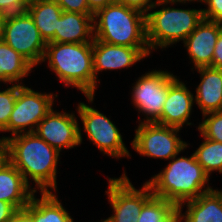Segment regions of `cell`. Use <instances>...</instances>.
Returning a JSON list of instances; mask_svg holds the SVG:
<instances>
[{"mask_svg": "<svg viewBox=\"0 0 222 222\" xmlns=\"http://www.w3.org/2000/svg\"><path fill=\"white\" fill-rule=\"evenodd\" d=\"M34 133L59 152L82 143L81 128L74 113L56 112L53 108L40 121Z\"/></svg>", "mask_w": 222, "mask_h": 222, "instance_id": "obj_12", "label": "cell"}, {"mask_svg": "<svg viewBox=\"0 0 222 222\" xmlns=\"http://www.w3.org/2000/svg\"><path fill=\"white\" fill-rule=\"evenodd\" d=\"M94 14L63 11L58 19L55 36L49 42L86 43L94 41ZM91 39V40H90Z\"/></svg>", "mask_w": 222, "mask_h": 222, "instance_id": "obj_16", "label": "cell"}, {"mask_svg": "<svg viewBox=\"0 0 222 222\" xmlns=\"http://www.w3.org/2000/svg\"><path fill=\"white\" fill-rule=\"evenodd\" d=\"M0 38L33 67L43 62L47 43L28 11L0 17Z\"/></svg>", "mask_w": 222, "mask_h": 222, "instance_id": "obj_6", "label": "cell"}, {"mask_svg": "<svg viewBox=\"0 0 222 222\" xmlns=\"http://www.w3.org/2000/svg\"><path fill=\"white\" fill-rule=\"evenodd\" d=\"M93 19L94 40L120 46L149 47L143 12L114 2L98 9Z\"/></svg>", "mask_w": 222, "mask_h": 222, "instance_id": "obj_4", "label": "cell"}, {"mask_svg": "<svg viewBox=\"0 0 222 222\" xmlns=\"http://www.w3.org/2000/svg\"><path fill=\"white\" fill-rule=\"evenodd\" d=\"M204 142L193 153L196 161L210 177L212 171L222 173V143L204 138Z\"/></svg>", "mask_w": 222, "mask_h": 222, "instance_id": "obj_24", "label": "cell"}, {"mask_svg": "<svg viewBox=\"0 0 222 222\" xmlns=\"http://www.w3.org/2000/svg\"><path fill=\"white\" fill-rule=\"evenodd\" d=\"M187 1H199V0H156V1H152V0H116L117 3L126 5L127 7H131L134 9H137L141 12H143L144 14L148 13V11L150 12V9H156V6H161L162 4L166 5V4H175L176 2L179 3H186Z\"/></svg>", "mask_w": 222, "mask_h": 222, "instance_id": "obj_27", "label": "cell"}, {"mask_svg": "<svg viewBox=\"0 0 222 222\" xmlns=\"http://www.w3.org/2000/svg\"><path fill=\"white\" fill-rule=\"evenodd\" d=\"M116 2V0H87L89 9L95 13L98 9L103 8L109 4Z\"/></svg>", "mask_w": 222, "mask_h": 222, "instance_id": "obj_34", "label": "cell"}, {"mask_svg": "<svg viewBox=\"0 0 222 222\" xmlns=\"http://www.w3.org/2000/svg\"><path fill=\"white\" fill-rule=\"evenodd\" d=\"M221 33L222 24L203 18L183 41L195 69L212 67L214 48Z\"/></svg>", "mask_w": 222, "mask_h": 222, "instance_id": "obj_14", "label": "cell"}, {"mask_svg": "<svg viewBox=\"0 0 222 222\" xmlns=\"http://www.w3.org/2000/svg\"><path fill=\"white\" fill-rule=\"evenodd\" d=\"M31 0H0V17L27 11Z\"/></svg>", "mask_w": 222, "mask_h": 222, "instance_id": "obj_28", "label": "cell"}, {"mask_svg": "<svg viewBox=\"0 0 222 222\" xmlns=\"http://www.w3.org/2000/svg\"><path fill=\"white\" fill-rule=\"evenodd\" d=\"M16 211L12 204L0 200V222H7Z\"/></svg>", "mask_w": 222, "mask_h": 222, "instance_id": "obj_32", "label": "cell"}, {"mask_svg": "<svg viewBox=\"0 0 222 222\" xmlns=\"http://www.w3.org/2000/svg\"><path fill=\"white\" fill-rule=\"evenodd\" d=\"M5 138L8 144V160L23 175L25 182L29 185L28 179L31 177L36 187L40 188V193L56 191V167L60 152L34 132Z\"/></svg>", "mask_w": 222, "mask_h": 222, "instance_id": "obj_1", "label": "cell"}, {"mask_svg": "<svg viewBox=\"0 0 222 222\" xmlns=\"http://www.w3.org/2000/svg\"><path fill=\"white\" fill-rule=\"evenodd\" d=\"M49 60V67L66 87L79 89L89 102L94 100L95 76L93 70L92 42L46 44L43 62Z\"/></svg>", "mask_w": 222, "mask_h": 222, "instance_id": "obj_3", "label": "cell"}, {"mask_svg": "<svg viewBox=\"0 0 222 222\" xmlns=\"http://www.w3.org/2000/svg\"><path fill=\"white\" fill-rule=\"evenodd\" d=\"M178 206L163 198L152 196L144 205L137 222H182Z\"/></svg>", "mask_w": 222, "mask_h": 222, "instance_id": "obj_23", "label": "cell"}, {"mask_svg": "<svg viewBox=\"0 0 222 222\" xmlns=\"http://www.w3.org/2000/svg\"><path fill=\"white\" fill-rule=\"evenodd\" d=\"M28 13L33 18L41 37L48 43L57 30L58 19L63 10L54 0H31Z\"/></svg>", "mask_w": 222, "mask_h": 222, "instance_id": "obj_21", "label": "cell"}, {"mask_svg": "<svg viewBox=\"0 0 222 222\" xmlns=\"http://www.w3.org/2000/svg\"><path fill=\"white\" fill-rule=\"evenodd\" d=\"M7 222H35L32 215L25 209L17 210Z\"/></svg>", "mask_w": 222, "mask_h": 222, "instance_id": "obj_33", "label": "cell"}, {"mask_svg": "<svg viewBox=\"0 0 222 222\" xmlns=\"http://www.w3.org/2000/svg\"><path fill=\"white\" fill-rule=\"evenodd\" d=\"M23 175L8 160L0 167V200L12 204L17 210L23 209L36 193L30 189Z\"/></svg>", "mask_w": 222, "mask_h": 222, "instance_id": "obj_17", "label": "cell"}, {"mask_svg": "<svg viewBox=\"0 0 222 222\" xmlns=\"http://www.w3.org/2000/svg\"><path fill=\"white\" fill-rule=\"evenodd\" d=\"M212 67L222 69V33L219 35L214 48Z\"/></svg>", "mask_w": 222, "mask_h": 222, "instance_id": "obj_31", "label": "cell"}, {"mask_svg": "<svg viewBox=\"0 0 222 222\" xmlns=\"http://www.w3.org/2000/svg\"><path fill=\"white\" fill-rule=\"evenodd\" d=\"M176 157L174 156L160 173L146 182L151 187L153 196L179 206L213 190L210 186H205L209 176L196 161L194 154L188 158Z\"/></svg>", "mask_w": 222, "mask_h": 222, "instance_id": "obj_2", "label": "cell"}, {"mask_svg": "<svg viewBox=\"0 0 222 222\" xmlns=\"http://www.w3.org/2000/svg\"><path fill=\"white\" fill-rule=\"evenodd\" d=\"M24 208L35 222H74L52 191L41 192L40 199L36 198L34 193Z\"/></svg>", "mask_w": 222, "mask_h": 222, "instance_id": "obj_20", "label": "cell"}, {"mask_svg": "<svg viewBox=\"0 0 222 222\" xmlns=\"http://www.w3.org/2000/svg\"><path fill=\"white\" fill-rule=\"evenodd\" d=\"M77 111L84 131L101 152L115 158L131 156L119 129L104 114L83 102L79 103Z\"/></svg>", "mask_w": 222, "mask_h": 222, "instance_id": "obj_11", "label": "cell"}, {"mask_svg": "<svg viewBox=\"0 0 222 222\" xmlns=\"http://www.w3.org/2000/svg\"><path fill=\"white\" fill-rule=\"evenodd\" d=\"M193 101H195L193 93L183 82L176 79L168 88L161 117L155 123L179 129L183 127L184 123L191 125L187 121L191 115Z\"/></svg>", "mask_w": 222, "mask_h": 222, "instance_id": "obj_15", "label": "cell"}, {"mask_svg": "<svg viewBox=\"0 0 222 222\" xmlns=\"http://www.w3.org/2000/svg\"><path fill=\"white\" fill-rule=\"evenodd\" d=\"M34 68L23 56L0 38V81L19 83Z\"/></svg>", "mask_w": 222, "mask_h": 222, "instance_id": "obj_22", "label": "cell"}, {"mask_svg": "<svg viewBox=\"0 0 222 222\" xmlns=\"http://www.w3.org/2000/svg\"><path fill=\"white\" fill-rule=\"evenodd\" d=\"M93 70L95 76V89L98 80L97 73L102 70H116L128 68L150 54L149 47H128L99 40L92 42Z\"/></svg>", "mask_w": 222, "mask_h": 222, "instance_id": "obj_13", "label": "cell"}, {"mask_svg": "<svg viewBox=\"0 0 222 222\" xmlns=\"http://www.w3.org/2000/svg\"><path fill=\"white\" fill-rule=\"evenodd\" d=\"M18 92V84H13L4 91H0V132L7 126L14 108Z\"/></svg>", "mask_w": 222, "mask_h": 222, "instance_id": "obj_26", "label": "cell"}, {"mask_svg": "<svg viewBox=\"0 0 222 222\" xmlns=\"http://www.w3.org/2000/svg\"><path fill=\"white\" fill-rule=\"evenodd\" d=\"M187 202V204H186ZM183 204L187 206L182 213ZM180 220L185 222H222V190H211L180 204Z\"/></svg>", "mask_w": 222, "mask_h": 222, "instance_id": "obj_19", "label": "cell"}, {"mask_svg": "<svg viewBox=\"0 0 222 222\" xmlns=\"http://www.w3.org/2000/svg\"><path fill=\"white\" fill-rule=\"evenodd\" d=\"M201 81L196 88L195 102L202 114L222 111V69L197 68Z\"/></svg>", "mask_w": 222, "mask_h": 222, "instance_id": "obj_18", "label": "cell"}, {"mask_svg": "<svg viewBox=\"0 0 222 222\" xmlns=\"http://www.w3.org/2000/svg\"><path fill=\"white\" fill-rule=\"evenodd\" d=\"M8 161V144L5 137L0 138V167Z\"/></svg>", "mask_w": 222, "mask_h": 222, "instance_id": "obj_35", "label": "cell"}, {"mask_svg": "<svg viewBox=\"0 0 222 222\" xmlns=\"http://www.w3.org/2000/svg\"><path fill=\"white\" fill-rule=\"evenodd\" d=\"M179 128L141 122L135 130L132 147L142 156L171 160L188 144L178 137Z\"/></svg>", "mask_w": 222, "mask_h": 222, "instance_id": "obj_7", "label": "cell"}, {"mask_svg": "<svg viewBox=\"0 0 222 222\" xmlns=\"http://www.w3.org/2000/svg\"><path fill=\"white\" fill-rule=\"evenodd\" d=\"M168 71H149L139 77L132 89V103L146 115L142 122H156L162 113L169 86L177 79ZM149 116V117H148Z\"/></svg>", "mask_w": 222, "mask_h": 222, "instance_id": "obj_9", "label": "cell"}, {"mask_svg": "<svg viewBox=\"0 0 222 222\" xmlns=\"http://www.w3.org/2000/svg\"><path fill=\"white\" fill-rule=\"evenodd\" d=\"M202 9L161 8L146 13V38L150 50L184 41L203 20Z\"/></svg>", "mask_w": 222, "mask_h": 222, "instance_id": "obj_5", "label": "cell"}, {"mask_svg": "<svg viewBox=\"0 0 222 222\" xmlns=\"http://www.w3.org/2000/svg\"><path fill=\"white\" fill-rule=\"evenodd\" d=\"M65 12L94 14L88 6L87 0H54Z\"/></svg>", "mask_w": 222, "mask_h": 222, "instance_id": "obj_30", "label": "cell"}, {"mask_svg": "<svg viewBox=\"0 0 222 222\" xmlns=\"http://www.w3.org/2000/svg\"><path fill=\"white\" fill-rule=\"evenodd\" d=\"M208 5L202 9L204 19L222 24V0H199Z\"/></svg>", "mask_w": 222, "mask_h": 222, "instance_id": "obj_29", "label": "cell"}, {"mask_svg": "<svg viewBox=\"0 0 222 222\" xmlns=\"http://www.w3.org/2000/svg\"><path fill=\"white\" fill-rule=\"evenodd\" d=\"M203 122L198 126L201 136L222 143V111L204 114Z\"/></svg>", "mask_w": 222, "mask_h": 222, "instance_id": "obj_25", "label": "cell"}, {"mask_svg": "<svg viewBox=\"0 0 222 222\" xmlns=\"http://www.w3.org/2000/svg\"><path fill=\"white\" fill-rule=\"evenodd\" d=\"M54 95L40 93L18 84V92L8 126L2 132H11L12 136L20 133L35 132L40 121L53 108ZM29 128L28 130H26Z\"/></svg>", "mask_w": 222, "mask_h": 222, "instance_id": "obj_8", "label": "cell"}, {"mask_svg": "<svg viewBox=\"0 0 222 222\" xmlns=\"http://www.w3.org/2000/svg\"><path fill=\"white\" fill-rule=\"evenodd\" d=\"M105 191L114 211L107 222H137L143 205L153 196L151 187L145 182L141 189H135L126 174L119 178H109Z\"/></svg>", "mask_w": 222, "mask_h": 222, "instance_id": "obj_10", "label": "cell"}]
</instances>
